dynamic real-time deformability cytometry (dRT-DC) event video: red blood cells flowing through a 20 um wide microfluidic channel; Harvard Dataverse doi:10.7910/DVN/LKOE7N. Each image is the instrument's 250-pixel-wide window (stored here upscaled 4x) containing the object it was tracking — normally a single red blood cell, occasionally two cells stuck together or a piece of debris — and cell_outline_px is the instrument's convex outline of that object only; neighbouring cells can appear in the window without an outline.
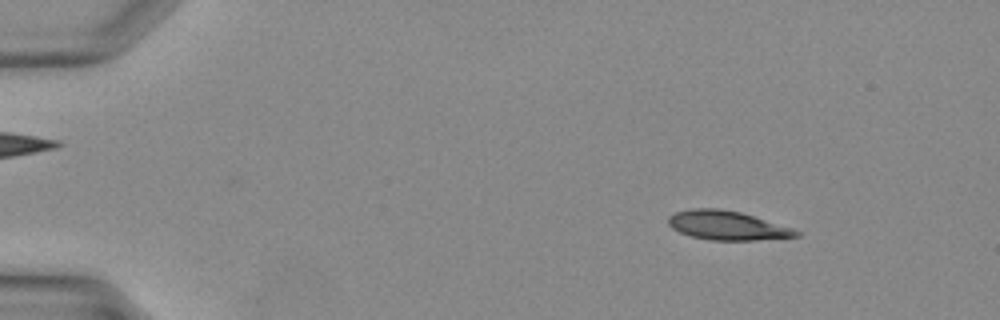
{"species": "Egyptian fruit bat (a non-hibernating species)", "species_latin": "Rousettus aegyptiacus", "temperature_condition": "warm", "stored_images_in_passage": 34, "camera_frame_rate_fps": 3000, "um_per_image_px": 0.085, "animal": {"sex": "female"}, "frame": {"image": 1, "passage_image": 2, "time_ms": 0.333, "image_size_px": [1000, 320], "cell_outline_px": [[800, 236], [756, 240], [712, 240], [692, 236], [680, 232], [672, 228], [668, 224], [668, 216], [676, 212], [692, 208], [720, 208], [740, 212], [792, 228], [800, 232]], "centroid_in_image_um": [61.78, 19.16], "position_along_channel_um": 23.2, "area_um2": 21.44}}
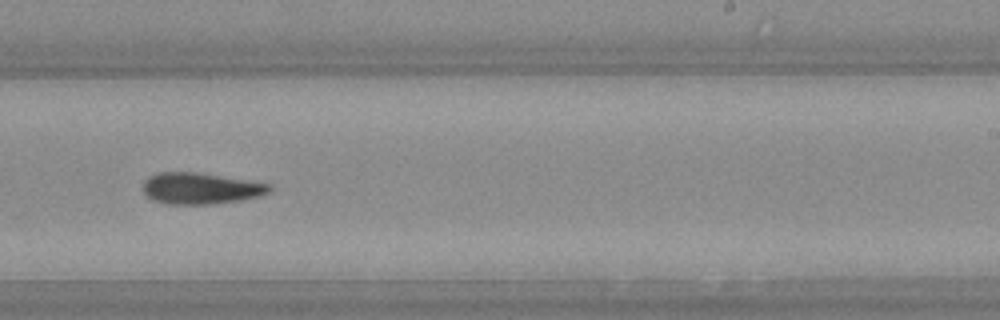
{"frame": {"image": 2, "passage_image": 21, "time_ms": 6.667, "image_size_px": [1000, 320], "cell_outline_px": [[272, 188], [268, 192], [256, 196], [236, 200], [208, 204], [168, 204], [152, 200], [144, 192], [144, 180], [148, 176], [156, 172], [200, 172], [272, 184]], "centroid_in_image_um": [17.01, 15.99], "position_along_channel_um": 272.0, "area_um2": 22.95}}
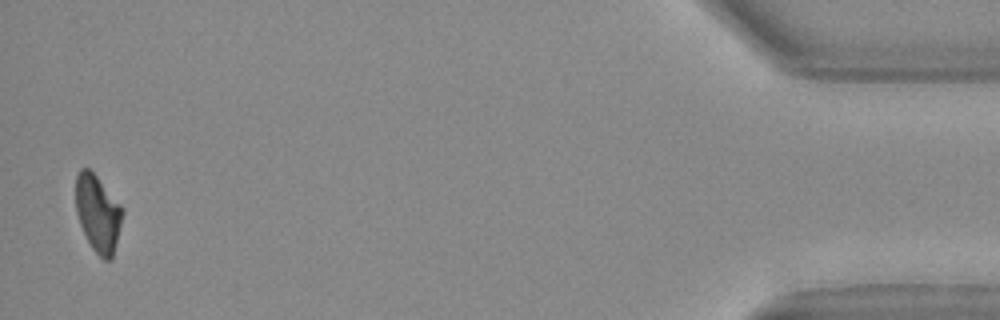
{"frame": {"image": 3, "passage_image": 34, "time_ms": 11.0, "image_size_px": [1000, 320], "cell_outline_px": [[124, 212], [112, 260], [104, 260], [92, 248], [80, 224], [76, 212], [76, 176], [80, 168], [88, 168], [96, 176], [120, 204]], "centroid_in_image_um": [8.32, 18.15], "position_along_channel_um": 426.9, "area_um2": 20.69}}